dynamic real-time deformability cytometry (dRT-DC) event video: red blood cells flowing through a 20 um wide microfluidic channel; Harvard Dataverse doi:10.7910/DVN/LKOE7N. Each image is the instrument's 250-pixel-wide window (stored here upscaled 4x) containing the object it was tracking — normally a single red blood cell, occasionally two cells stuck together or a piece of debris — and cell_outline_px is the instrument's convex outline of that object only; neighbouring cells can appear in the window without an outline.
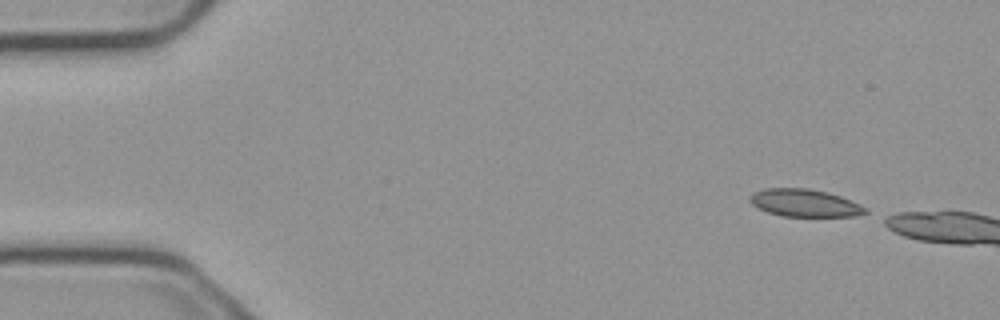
{"species": "common noctule bat (a hibernating species)", "species_latin": "Nyctalus noctula", "temperature_condition": "cold", "stored_images_in_passage": 4, "camera_frame_rate_fps": 3000, "um_per_image_px": 0.085, "animal": {"sex": "male", "body_mass_g": 23.1, "forearm_length_mm": 52.7}, "frame": {"image": 1, "passage_image": 1, "time_ms": 0.0, "image_size_px": [1000, 320], "cell_outline_px": [[868, 212], [856, 216], [780, 216], [768, 212], [752, 204], [748, 200], [748, 196], [752, 192], [764, 188], [808, 188], [828, 192], [840, 196], [868, 208]], "centroid_in_image_um": [68.37, 17.24], "position_along_channel_um": 16.6, "area_um2": 18.61}}